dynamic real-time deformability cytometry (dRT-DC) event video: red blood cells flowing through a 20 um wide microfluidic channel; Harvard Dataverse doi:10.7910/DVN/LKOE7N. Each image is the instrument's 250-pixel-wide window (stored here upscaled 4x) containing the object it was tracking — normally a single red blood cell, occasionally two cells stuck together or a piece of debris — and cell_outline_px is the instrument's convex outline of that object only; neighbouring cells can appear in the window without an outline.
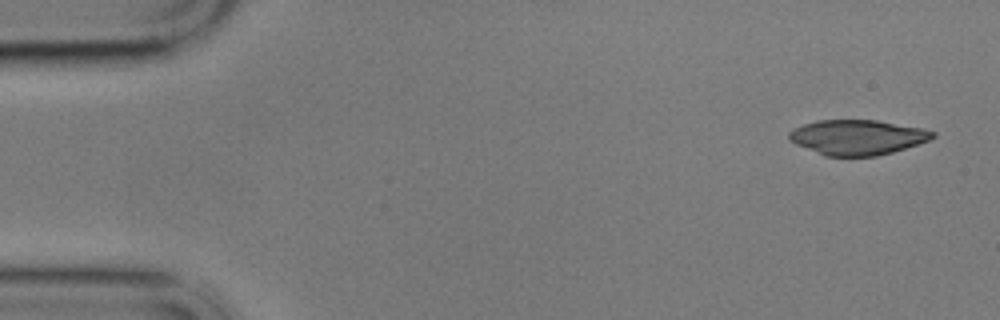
{"species": "common noctule bat (a hibernating species)", "species_latin": "Nyctalus noctula", "temperature_condition": "cold", "stored_images_in_passage": 4, "segment_of_instrument_passage": [1, 2], "camera_frame_rate_fps": 3000, "um_per_image_px": 0.085, "animal": {"sex": "male", "body_mass_g": 17.9}, "frame": {"image": 1, "passage_image": 1, "time_ms": 0.0, "image_size_px": [1000, 320], "cell_outline_px": [[936, 136], [928, 140], [892, 152], [876, 156], [824, 156], [796, 144], [788, 140], [788, 132], [804, 124], [816, 120], [876, 120], [920, 128], [936, 132]], "centroid_in_image_um": [72.84, 11.67], "position_along_channel_um": 12.2, "area_um2": 29.07}}